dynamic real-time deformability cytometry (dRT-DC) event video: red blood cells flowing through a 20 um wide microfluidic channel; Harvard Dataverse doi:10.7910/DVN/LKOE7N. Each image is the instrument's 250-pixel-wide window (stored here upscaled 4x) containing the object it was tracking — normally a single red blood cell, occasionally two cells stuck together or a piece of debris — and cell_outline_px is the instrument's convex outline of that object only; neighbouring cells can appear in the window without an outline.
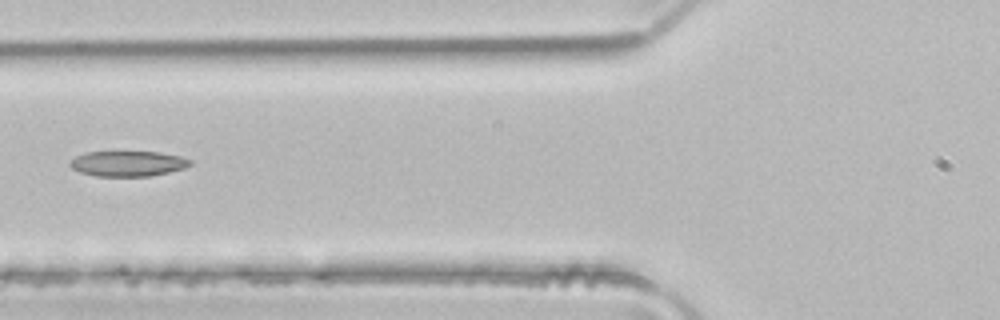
{"species": "common noctule bat (a hibernating species)", "species_latin": "Nyctalus noctula", "temperature_condition": "room temperature", "stored_images_in_passage": 3, "camera_frame_rate_fps": 3000, "um_per_image_px": 0.085, "animal": {"sex": "male", "body_mass_g": 21.5, "forearm_length_mm": 52.0}, "frame": {"image": 1, "passage_image": 3, "time_ms": 0.667, "image_size_px": [1000, 320], "cell_outline_px": [[192, 164], [184, 168], [168, 172], [148, 176], [96, 176], [80, 172], [72, 168], [68, 164], [76, 156], [84, 152], [160, 152], [180, 156], [192, 160]], "centroid_in_image_um": [10.87, 13.9], "position_along_channel_um": 114.9, "area_um2": 17.69}}